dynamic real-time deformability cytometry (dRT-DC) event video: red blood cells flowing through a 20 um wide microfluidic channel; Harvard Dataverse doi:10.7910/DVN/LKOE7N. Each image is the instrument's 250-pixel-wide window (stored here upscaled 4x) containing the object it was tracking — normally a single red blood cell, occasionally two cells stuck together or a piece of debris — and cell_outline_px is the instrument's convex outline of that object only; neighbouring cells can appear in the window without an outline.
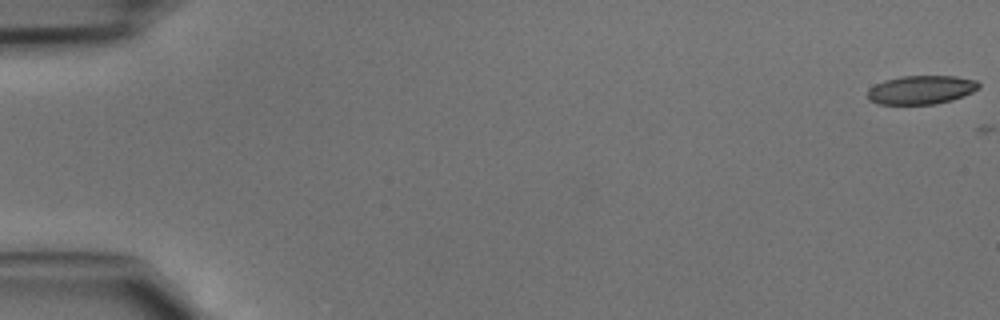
{"species": "common noctule bat (a hibernating species)", "species_latin": "Nyctalus noctula", "temperature_condition": "cold", "stored_images_in_passage": 2, "camera_frame_rate_fps": 3000, "um_per_image_px": 0.085, "animal": {"sex": "male", "body_mass_g": 15.6}, "frame": {"image": 1, "passage_image": 1, "time_ms": 0.0, "image_size_px": [1000, 320], "cell_outline_px": [[980, 88], [964, 96], [952, 100], [936, 104], [876, 104], [868, 100], [868, 88], [884, 80], [900, 76], [956, 76], [976, 80], [980, 84]], "centroid_in_image_um": [78.3, 7.63], "position_along_channel_um": 6.7, "area_um2": 18.79}}